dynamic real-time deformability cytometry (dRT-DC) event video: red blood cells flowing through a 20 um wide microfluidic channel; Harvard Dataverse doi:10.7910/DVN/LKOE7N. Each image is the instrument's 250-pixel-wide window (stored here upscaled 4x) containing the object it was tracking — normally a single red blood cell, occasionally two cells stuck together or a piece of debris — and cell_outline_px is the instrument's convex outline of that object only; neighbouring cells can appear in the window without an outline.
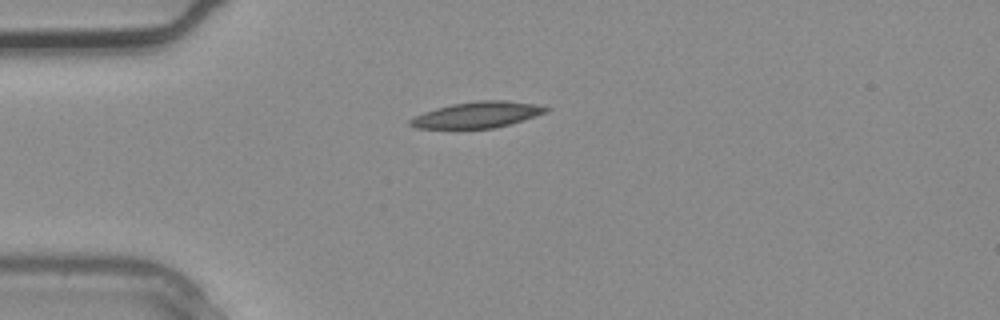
{"species": "common noctule bat (a hibernating species)", "species_latin": "Nyctalus noctula", "temperature_condition": "warm", "stored_images_in_passage": 2, "camera_frame_rate_fps": 3000, "um_per_image_px": 0.085, "animal": {"sex": "male", "body_mass_g": 20.4}, "frame": {"image": 1, "passage_image": 2, "time_ms": 0.333, "image_size_px": [1000, 320], "cell_outline_px": [[552, 108], [548, 112], [508, 124], [492, 128], [416, 128], [408, 124], [408, 120], [424, 112], [436, 108], [452, 104], [476, 100], [504, 100], [532, 104]], "centroid_in_image_um": [40.55, 9.75], "position_along_channel_um": 44.5, "area_um2": 20.35}}